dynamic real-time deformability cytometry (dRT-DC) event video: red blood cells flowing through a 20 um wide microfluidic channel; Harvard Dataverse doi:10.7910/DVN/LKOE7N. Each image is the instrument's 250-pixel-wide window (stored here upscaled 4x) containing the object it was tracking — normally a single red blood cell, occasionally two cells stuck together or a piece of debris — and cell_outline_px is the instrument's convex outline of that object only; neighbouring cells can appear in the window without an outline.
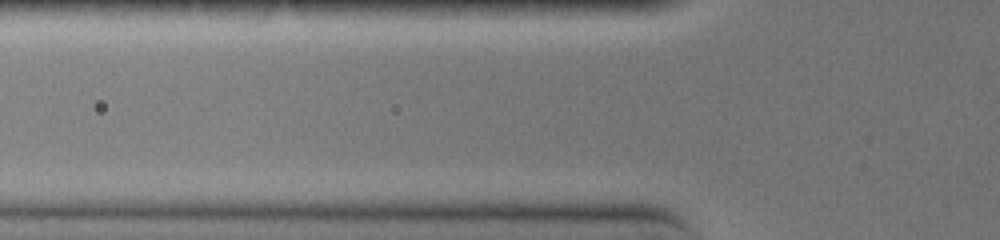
{"species": "common noctule bat (a hibernating species)", "species_latin": "Nyctalus noctula", "temperature_condition": "warm", "stored_images_in_passage": 3, "camera_frame_rate_fps": 3000, "um_per_image_px": 0.085, "animal": {"sex": "female", "body_mass_g": 19.0, "forearm_length_mm": 51.5}, "frame": {"image": 1, "passage_image": 2, "time_ms": 0.333, "image_size_px": [1000, 240], "cell_outline_px": [[636, 164], [632, 168], [516, 168], [484, 164], [480, 160], [516, 152], [600, 156], [632, 160]], "centroid_in_image_um": [47.33, 13.71], "position_along_channel_um": 78.5, "area_um2": 13.41}}